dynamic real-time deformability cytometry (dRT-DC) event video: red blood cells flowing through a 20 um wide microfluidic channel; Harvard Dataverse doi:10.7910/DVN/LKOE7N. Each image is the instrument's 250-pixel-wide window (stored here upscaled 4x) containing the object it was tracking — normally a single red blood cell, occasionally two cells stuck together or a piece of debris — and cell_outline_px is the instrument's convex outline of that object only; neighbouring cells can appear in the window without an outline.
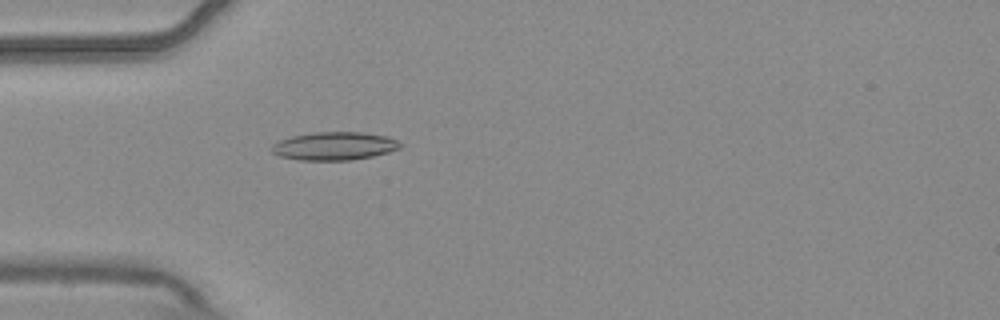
{"species": "common noctule bat (a hibernating species)", "species_latin": "Nyctalus noctula", "temperature_condition": "warm", "stored_images_in_passage": 1, "camera_frame_rate_fps": 3000, "um_per_image_px": 0.085, "animal": {"sex": "male", "body_mass_g": 20.4}, "frame": {"image": 1, "passage_image": 1, "time_ms": 0.0, "image_size_px": [1000, 320], "cell_outline_px": [[404, 144], [400, 148], [388, 152], [372, 156], [352, 160], [300, 160], [280, 156], [272, 152], [272, 144], [280, 140], [292, 136], [312, 132], [364, 132], [388, 136]], "centroid_in_image_um": [28.45, 12.4], "position_along_channel_um": 56.6, "area_um2": 21.15}}